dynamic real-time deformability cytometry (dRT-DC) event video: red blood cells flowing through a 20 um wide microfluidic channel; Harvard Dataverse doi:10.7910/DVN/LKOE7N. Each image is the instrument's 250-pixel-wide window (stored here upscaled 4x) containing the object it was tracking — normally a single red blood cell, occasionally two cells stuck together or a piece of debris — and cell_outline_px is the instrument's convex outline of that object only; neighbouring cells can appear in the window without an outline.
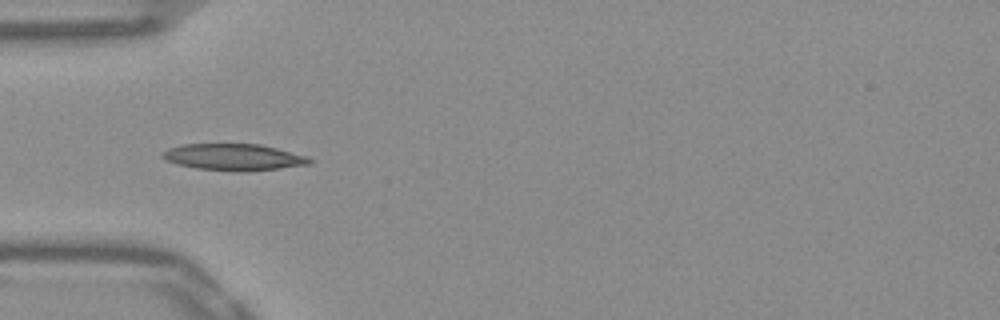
{"species": "Egyptian fruit bat (a non-hibernating species)", "species_latin": "Rousettus aegyptiacus", "temperature_condition": "warm", "stored_images_in_passage": 37, "camera_frame_rate_fps": 3000, "um_per_image_px": 0.085, "frame": {"image": 1, "passage_image": 1, "time_ms": 0.0, "image_size_px": [1000, 320], "cell_outline_px": [[312, 164], [280, 168], [236, 172], [232, 172], [196, 168], [176, 164], [164, 160], [160, 156], [160, 152], [168, 148], [184, 144], [260, 144], [276, 148], [304, 156], [312, 160]], "centroid_in_image_um": [19.78, 13.36], "position_along_channel_um": 65.2, "area_um2": 22.83}}
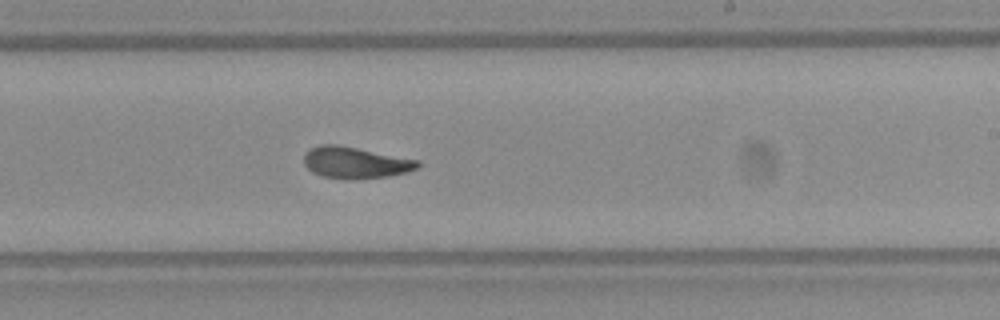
{"frame": {"image": 2, "passage_image": 16, "time_ms": 5.0, "image_size_px": [1000, 320], "cell_outline_px": [[420, 164], [416, 168], [408, 172], [388, 176], [320, 176], [312, 172], [304, 164], [304, 152], [308, 148], [320, 144], [336, 144], [420, 160]], "centroid_in_image_um": [30.17, 13.76], "position_along_channel_um": 258.8, "area_um2": 20.11}}
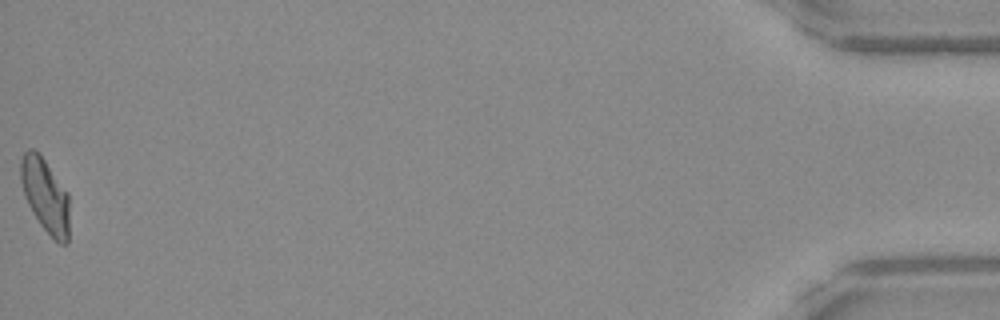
{"frame": {"image": 3, "passage_image": 37, "time_ms": 12.0, "image_size_px": [1000, 320], "cell_outline_px": [[68, 244], [60, 244], [40, 224], [32, 212], [28, 204], [20, 180], [20, 160], [24, 152], [28, 148], [32, 148], [44, 160], [68, 192]], "centroid_in_image_um": [3.84, 16.6], "position_along_channel_um": 431.4, "area_um2": 20.63}, "authors_computed_cell_mechanics": {"area_um2": 20.6346, "velocity_mm_per_s": 3.8747, "shape_relaxation_time_tau1_ms": 10.348, "shape_relaxation_time_tau2_ms": 1.6054, "deformation_change_tau1": 0.2769, "deformation_change_tau2": 0.0764}}